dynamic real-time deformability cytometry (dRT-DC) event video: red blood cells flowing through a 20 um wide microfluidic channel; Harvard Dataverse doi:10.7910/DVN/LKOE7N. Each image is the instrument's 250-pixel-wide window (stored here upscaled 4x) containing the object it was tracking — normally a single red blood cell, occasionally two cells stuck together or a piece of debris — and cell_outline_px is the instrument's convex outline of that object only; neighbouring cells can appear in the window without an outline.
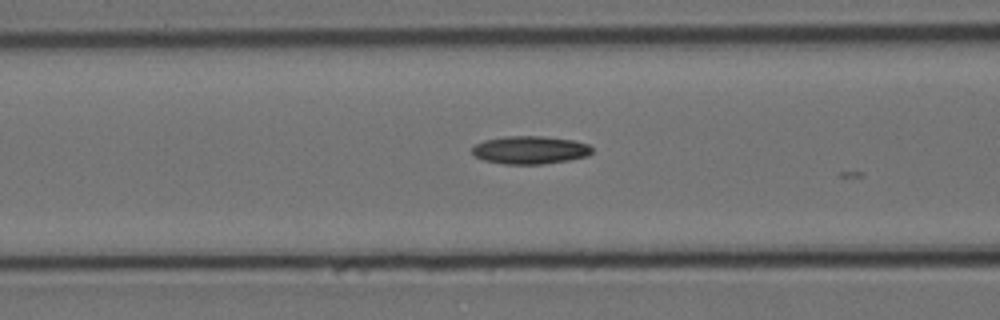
{"species": "Egyptian fruit bat (a non-hibernating species)", "species_latin": "Rousettus aegyptiacus", "temperature_condition": "cold", "stored_images_in_passage": 21, "camera_frame_rate_fps": 3000, "um_per_image_px": 0.085, "animal": {"sex": "female"}, "frame": {"image": 1, "passage_image": 19, "time_ms": 6.0, "image_size_px": [1000, 320], "cell_outline_px": [[592, 152], [588, 156], [568, 160], [544, 164], [504, 164], [484, 160], [476, 156], [472, 152], [472, 148], [476, 144], [484, 140], [504, 136], [544, 136], [572, 140], [588, 144], [592, 148]], "centroid_in_image_um": [45.06, 12.74], "position_along_channel_um": 121.5, "area_um2": 19.54}}